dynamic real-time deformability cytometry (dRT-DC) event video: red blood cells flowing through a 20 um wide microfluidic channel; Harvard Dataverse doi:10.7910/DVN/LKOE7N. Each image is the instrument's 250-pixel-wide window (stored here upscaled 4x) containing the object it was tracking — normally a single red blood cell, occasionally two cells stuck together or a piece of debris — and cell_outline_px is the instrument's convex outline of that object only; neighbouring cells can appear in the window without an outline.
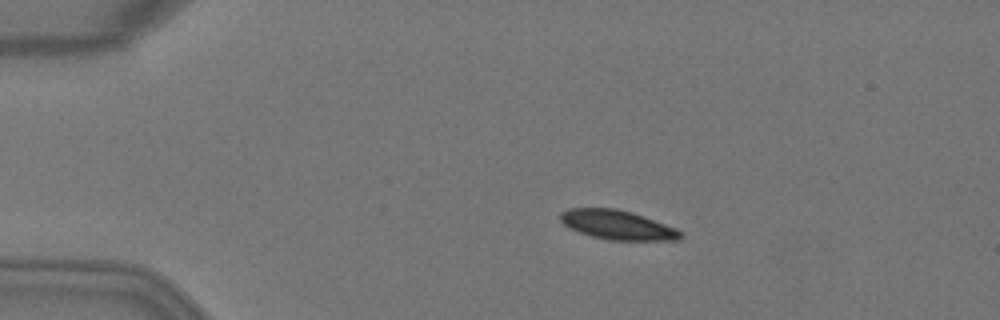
{"species": "Egyptian fruit bat (a non-hibernating species)", "species_latin": "Rousettus aegyptiacus", "temperature_condition": "warm", "stored_images_in_passage": 4, "camera_frame_rate_fps": 3000, "um_per_image_px": 0.085, "animal": {"sex": "female"}, "frame": {"image": 1, "passage_image": 3, "time_ms": 0.667, "image_size_px": [1000, 320], "cell_outline_px": [[684, 236], [680, 240], [608, 240], [592, 236], [568, 228], [560, 220], [560, 212], [568, 208], [616, 208], [632, 212], [644, 216], [676, 228], [684, 232]], "centroid_in_image_um": [52.5, 19.11], "position_along_channel_um": 32.5, "area_um2": 20.69}}